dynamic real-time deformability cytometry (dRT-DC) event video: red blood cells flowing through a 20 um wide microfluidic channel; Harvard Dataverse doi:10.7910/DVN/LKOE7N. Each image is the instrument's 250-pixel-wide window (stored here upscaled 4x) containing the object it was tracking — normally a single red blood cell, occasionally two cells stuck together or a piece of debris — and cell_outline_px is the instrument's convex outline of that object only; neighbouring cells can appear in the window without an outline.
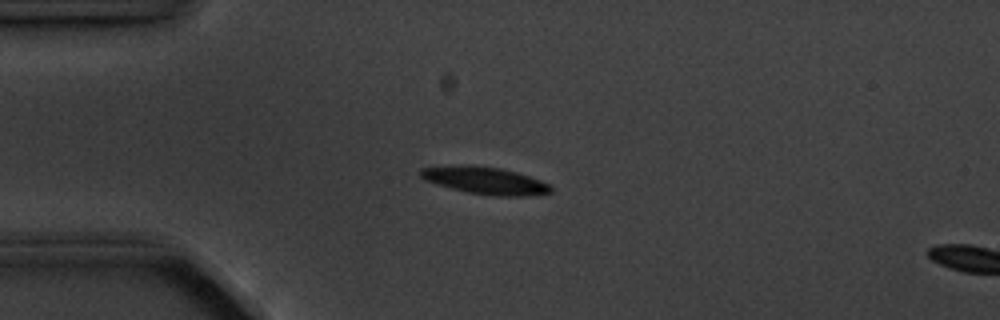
{"species": "common noctule bat (a hibernating species)", "species_latin": "Nyctalus noctula", "temperature_condition": "cold", "stored_images_in_passage": 4, "camera_frame_rate_fps": 3000, "um_per_image_px": 0.085, "animal": {"sex": "male", "body_mass_g": 20.1, "forearm_length_mm": 53.5}, "frame": {"image": 1, "passage_image": 3, "time_ms": 2.333, "image_size_px": [1000, 320], "cell_outline_px": [[552, 192], [528, 196], [496, 196], [468, 192], [436, 184], [420, 176], [420, 168], [472, 164], [500, 168], [516, 172], [540, 180], [548, 184], [552, 188]], "centroid_in_image_um": [41.26, 15.34], "position_along_channel_um": 43.7, "area_um2": 20.46}}